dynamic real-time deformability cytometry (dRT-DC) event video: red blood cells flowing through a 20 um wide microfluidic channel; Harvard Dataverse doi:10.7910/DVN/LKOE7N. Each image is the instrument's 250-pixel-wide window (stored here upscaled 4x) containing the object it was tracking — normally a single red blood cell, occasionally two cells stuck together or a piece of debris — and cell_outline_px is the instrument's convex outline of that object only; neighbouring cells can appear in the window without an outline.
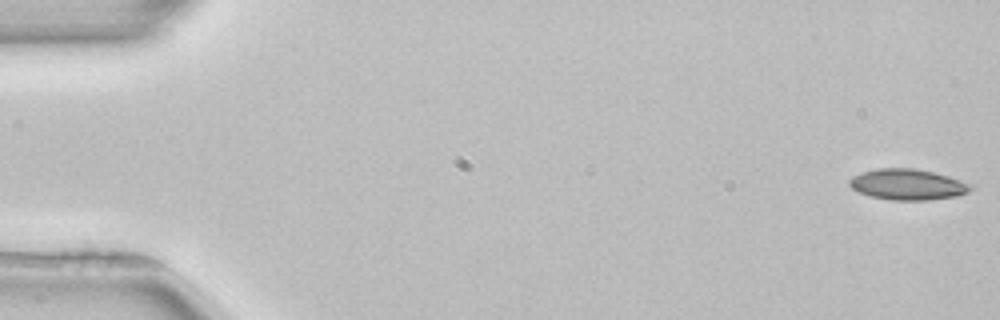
{"species": "common noctule bat (a hibernating species)", "species_latin": "Nyctalus noctula", "temperature_condition": "room temperature", "stored_images_in_passage": 50, "camera_frame_rate_fps": 3000, "um_per_image_px": 0.085, "animal": {"sex": "female", "body_mass_g": 22.7, "forearm_length_mm": 54.2}, "frame": {"image": 1, "passage_image": 1, "time_ms": 0.0, "image_size_px": [1000, 320], "cell_outline_px": [[972, 188], [968, 192], [956, 196], [928, 200], [892, 200], [872, 196], [860, 192], [852, 188], [848, 184], [848, 180], [852, 176], [860, 172], [876, 168], [912, 168], [932, 172], [948, 176], [972, 184]], "centroid_in_image_um": [77.12, 15.67], "position_along_channel_um": 7.9, "area_um2": 21.73}}
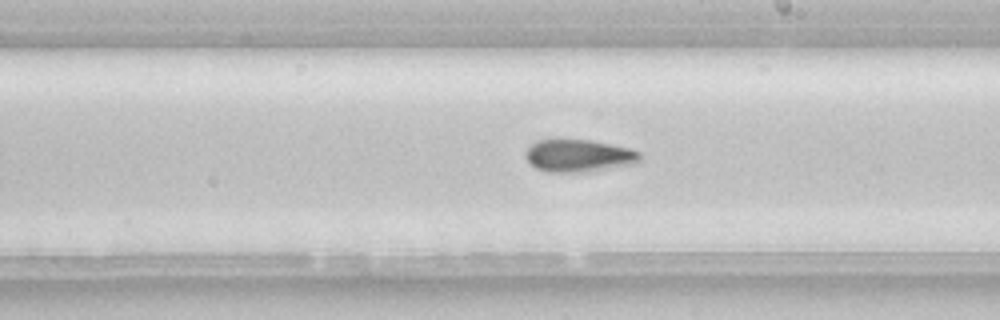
{"frame": {"image": 2, "passage_image": 30, "time_ms": 9.667, "image_size_px": [1000, 320], "cell_outline_px": [[640, 164], [584, 172], [548, 172], [536, 168], [524, 156], [524, 152], [536, 140], [552, 136], [560, 136], [588, 140], [628, 148], [640, 152]], "centroid_in_image_um": [49.15, 13.2], "position_along_channel_um": 239.9, "area_um2": 22.48}}